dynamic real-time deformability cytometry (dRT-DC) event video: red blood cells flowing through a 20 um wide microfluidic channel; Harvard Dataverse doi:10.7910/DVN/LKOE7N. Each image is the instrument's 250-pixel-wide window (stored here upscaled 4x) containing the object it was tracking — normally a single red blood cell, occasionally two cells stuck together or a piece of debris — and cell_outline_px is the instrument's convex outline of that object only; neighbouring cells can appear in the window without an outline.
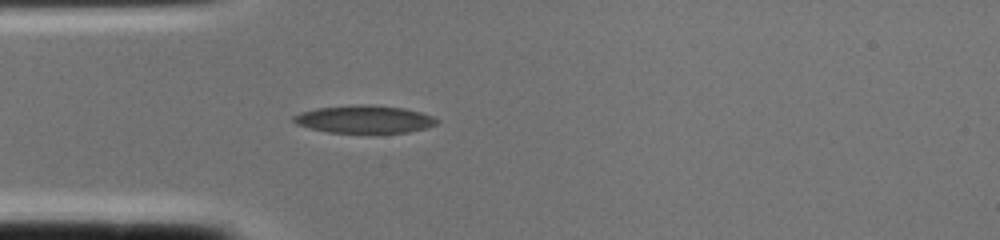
{"species": "common noctule bat (a hibernating species)", "species_latin": "Nyctalus noctula", "temperature_condition": "cold", "stored_images_in_passage": 2, "camera_frame_rate_fps": 3000, "um_per_image_px": 0.085, "animal": {"sex": "female", "body_mass_g": 22.0, "forearm_length_mm": 56.7}, "frame": {"image": 1, "passage_image": 2, "time_ms": 0.333, "image_size_px": [1000, 240], "cell_outline_px": [[440, 120], [436, 124], [424, 128], [408, 132], [328, 132], [296, 124], [292, 120], [292, 116], [300, 112], [316, 108], [360, 104], [368, 104], [404, 108], [420, 112], [432, 116]], "centroid_in_image_um": [30.95, 10.12], "position_along_channel_um": 54.0, "area_um2": 22.89}}